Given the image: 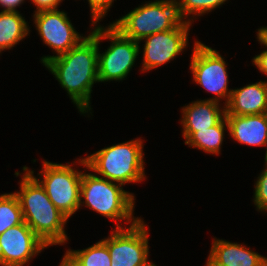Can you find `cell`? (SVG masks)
Returning <instances> with one entry per match:
<instances>
[{
	"mask_svg": "<svg viewBox=\"0 0 267 266\" xmlns=\"http://www.w3.org/2000/svg\"><path fill=\"white\" fill-rule=\"evenodd\" d=\"M254 185L253 202L256 210L259 212H267V160H265V168L260 172Z\"/></svg>",
	"mask_w": 267,
	"mask_h": 266,
	"instance_id": "22",
	"label": "cell"
},
{
	"mask_svg": "<svg viewBox=\"0 0 267 266\" xmlns=\"http://www.w3.org/2000/svg\"><path fill=\"white\" fill-rule=\"evenodd\" d=\"M178 3V14L183 21L194 22V16H202L222 6L228 0H176ZM192 18H188L191 17Z\"/></svg>",
	"mask_w": 267,
	"mask_h": 266,
	"instance_id": "21",
	"label": "cell"
},
{
	"mask_svg": "<svg viewBox=\"0 0 267 266\" xmlns=\"http://www.w3.org/2000/svg\"><path fill=\"white\" fill-rule=\"evenodd\" d=\"M193 46L189 69L194 82L215 95V97L204 100L220 103L221 99H225L223 103L226 106L233 89L228 88L229 75L225 59L217 50L200 41H195Z\"/></svg>",
	"mask_w": 267,
	"mask_h": 266,
	"instance_id": "9",
	"label": "cell"
},
{
	"mask_svg": "<svg viewBox=\"0 0 267 266\" xmlns=\"http://www.w3.org/2000/svg\"><path fill=\"white\" fill-rule=\"evenodd\" d=\"M91 11V23L95 25L106 16L114 0H87Z\"/></svg>",
	"mask_w": 267,
	"mask_h": 266,
	"instance_id": "23",
	"label": "cell"
},
{
	"mask_svg": "<svg viewBox=\"0 0 267 266\" xmlns=\"http://www.w3.org/2000/svg\"><path fill=\"white\" fill-rule=\"evenodd\" d=\"M25 0H0L1 11L19 12L16 8L19 7Z\"/></svg>",
	"mask_w": 267,
	"mask_h": 266,
	"instance_id": "26",
	"label": "cell"
},
{
	"mask_svg": "<svg viewBox=\"0 0 267 266\" xmlns=\"http://www.w3.org/2000/svg\"><path fill=\"white\" fill-rule=\"evenodd\" d=\"M33 4L36 6V11H43V10H55L58 9L60 3L63 0H31Z\"/></svg>",
	"mask_w": 267,
	"mask_h": 266,
	"instance_id": "24",
	"label": "cell"
},
{
	"mask_svg": "<svg viewBox=\"0 0 267 266\" xmlns=\"http://www.w3.org/2000/svg\"><path fill=\"white\" fill-rule=\"evenodd\" d=\"M229 135L248 146H265L267 151V113L255 115H225Z\"/></svg>",
	"mask_w": 267,
	"mask_h": 266,
	"instance_id": "16",
	"label": "cell"
},
{
	"mask_svg": "<svg viewBox=\"0 0 267 266\" xmlns=\"http://www.w3.org/2000/svg\"><path fill=\"white\" fill-rule=\"evenodd\" d=\"M47 247L23 221L0 235V265L24 266Z\"/></svg>",
	"mask_w": 267,
	"mask_h": 266,
	"instance_id": "12",
	"label": "cell"
},
{
	"mask_svg": "<svg viewBox=\"0 0 267 266\" xmlns=\"http://www.w3.org/2000/svg\"><path fill=\"white\" fill-rule=\"evenodd\" d=\"M28 23L20 12H0V53L12 49L30 34Z\"/></svg>",
	"mask_w": 267,
	"mask_h": 266,
	"instance_id": "17",
	"label": "cell"
},
{
	"mask_svg": "<svg viewBox=\"0 0 267 266\" xmlns=\"http://www.w3.org/2000/svg\"><path fill=\"white\" fill-rule=\"evenodd\" d=\"M23 215L17 195L4 193L0 195V235L8 228L21 224Z\"/></svg>",
	"mask_w": 267,
	"mask_h": 266,
	"instance_id": "20",
	"label": "cell"
},
{
	"mask_svg": "<svg viewBox=\"0 0 267 266\" xmlns=\"http://www.w3.org/2000/svg\"><path fill=\"white\" fill-rule=\"evenodd\" d=\"M262 266H267V259L263 262Z\"/></svg>",
	"mask_w": 267,
	"mask_h": 266,
	"instance_id": "29",
	"label": "cell"
},
{
	"mask_svg": "<svg viewBox=\"0 0 267 266\" xmlns=\"http://www.w3.org/2000/svg\"><path fill=\"white\" fill-rule=\"evenodd\" d=\"M266 259L243 244L213 238L205 266H262Z\"/></svg>",
	"mask_w": 267,
	"mask_h": 266,
	"instance_id": "13",
	"label": "cell"
},
{
	"mask_svg": "<svg viewBox=\"0 0 267 266\" xmlns=\"http://www.w3.org/2000/svg\"><path fill=\"white\" fill-rule=\"evenodd\" d=\"M92 30L100 40H109L110 46L103 52H98L99 82L124 80L139 56L141 43L123 36L111 24L107 27L92 25Z\"/></svg>",
	"mask_w": 267,
	"mask_h": 266,
	"instance_id": "6",
	"label": "cell"
},
{
	"mask_svg": "<svg viewBox=\"0 0 267 266\" xmlns=\"http://www.w3.org/2000/svg\"><path fill=\"white\" fill-rule=\"evenodd\" d=\"M192 23L182 21L176 28L145 37L141 71H149L174 60L188 47Z\"/></svg>",
	"mask_w": 267,
	"mask_h": 266,
	"instance_id": "10",
	"label": "cell"
},
{
	"mask_svg": "<svg viewBox=\"0 0 267 266\" xmlns=\"http://www.w3.org/2000/svg\"><path fill=\"white\" fill-rule=\"evenodd\" d=\"M23 174L20 190L14 193L19 199L24 222L47 246L67 244L65 225L69 218L50 201L34 170L24 166Z\"/></svg>",
	"mask_w": 267,
	"mask_h": 266,
	"instance_id": "2",
	"label": "cell"
},
{
	"mask_svg": "<svg viewBox=\"0 0 267 266\" xmlns=\"http://www.w3.org/2000/svg\"><path fill=\"white\" fill-rule=\"evenodd\" d=\"M34 13L35 28L43 43L54 50L55 56L69 51L86 38L74 29L67 13L60 9Z\"/></svg>",
	"mask_w": 267,
	"mask_h": 266,
	"instance_id": "11",
	"label": "cell"
},
{
	"mask_svg": "<svg viewBox=\"0 0 267 266\" xmlns=\"http://www.w3.org/2000/svg\"><path fill=\"white\" fill-rule=\"evenodd\" d=\"M212 100H197L182 108V136L185 141L196 131L217 125L226 114L225 106Z\"/></svg>",
	"mask_w": 267,
	"mask_h": 266,
	"instance_id": "14",
	"label": "cell"
},
{
	"mask_svg": "<svg viewBox=\"0 0 267 266\" xmlns=\"http://www.w3.org/2000/svg\"><path fill=\"white\" fill-rule=\"evenodd\" d=\"M143 141L140 138L115 144L78 159L83 167L122 185L146 179Z\"/></svg>",
	"mask_w": 267,
	"mask_h": 266,
	"instance_id": "3",
	"label": "cell"
},
{
	"mask_svg": "<svg viewBox=\"0 0 267 266\" xmlns=\"http://www.w3.org/2000/svg\"><path fill=\"white\" fill-rule=\"evenodd\" d=\"M148 230L141 216L127 228L117 222L110 237L102 239L108 247L111 266H154L155 263L148 261Z\"/></svg>",
	"mask_w": 267,
	"mask_h": 266,
	"instance_id": "8",
	"label": "cell"
},
{
	"mask_svg": "<svg viewBox=\"0 0 267 266\" xmlns=\"http://www.w3.org/2000/svg\"><path fill=\"white\" fill-rule=\"evenodd\" d=\"M102 40L92 31L77 46L58 56L41 57L81 114L91 113L92 87L99 82L98 52Z\"/></svg>",
	"mask_w": 267,
	"mask_h": 266,
	"instance_id": "1",
	"label": "cell"
},
{
	"mask_svg": "<svg viewBox=\"0 0 267 266\" xmlns=\"http://www.w3.org/2000/svg\"><path fill=\"white\" fill-rule=\"evenodd\" d=\"M65 255L76 266H111L108 247L102 240L83 250L68 249Z\"/></svg>",
	"mask_w": 267,
	"mask_h": 266,
	"instance_id": "19",
	"label": "cell"
},
{
	"mask_svg": "<svg viewBox=\"0 0 267 266\" xmlns=\"http://www.w3.org/2000/svg\"><path fill=\"white\" fill-rule=\"evenodd\" d=\"M264 46L267 47V45ZM252 61L253 65H255L260 72L267 75V49L259 55L254 56Z\"/></svg>",
	"mask_w": 267,
	"mask_h": 266,
	"instance_id": "25",
	"label": "cell"
},
{
	"mask_svg": "<svg viewBox=\"0 0 267 266\" xmlns=\"http://www.w3.org/2000/svg\"><path fill=\"white\" fill-rule=\"evenodd\" d=\"M225 115H255L267 113V81L233 89L225 106Z\"/></svg>",
	"mask_w": 267,
	"mask_h": 266,
	"instance_id": "15",
	"label": "cell"
},
{
	"mask_svg": "<svg viewBox=\"0 0 267 266\" xmlns=\"http://www.w3.org/2000/svg\"><path fill=\"white\" fill-rule=\"evenodd\" d=\"M122 186L95 173L82 172L80 207L85 205L114 222L135 224L140 219L133 215L135 196Z\"/></svg>",
	"mask_w": 267,
	"mask_h": 266,
	"instance_id": "4",
	"label": "cell"
},
{
	"mask_svg": "<svg viewBox=\"0 0 267 266\" xmlns=\"http://www.w3.org/2000/svg\"><path fill=\"white\" fill-rule=\"evenodd\" d=\"M182 21L176 0H156L145 2L110 24L140 43L147 36L176 28Z\"/></svg>",
	"mask_w": 267,
	"mask_h": 266,
	"instance_id": "5",
	"label": "cell"
},
{
	"mask_svg": "<svg viewBox=\"0 0 267 266\" xmlns=\"http://www.w3.org/2000/svg\"><path fill=\"white\" fill-rule=\"evenodd\" d=\"M257 33V41L260 44L267 45V27H260L258 28Z\"/></svg>",
	"mask_w": 267,
	"mask_h": 266,
	"instance_id": "27",
	"label": "cell"
},
{
	"mask_svg": "<svg viewBox=\"0 0 267 266\" xmlns=\"http://www.w3.org/2000/svg\"><path fill=\"white\" fill-rule=\"evenodd\" d=\"M36 179L44 187L50 201L70 218L80 208L82 172L72 164L44 161ZM42 179V180H41Z\"/></svg>",
	"mask_w": 267,
	"mask_h": 266,
	"instance_id": "7",
	"label": "cell"
},
{
	"mask_svg": "<svg viewBox=\"0 0 267 266\" xmlns=\"http://www.w3.org/2000/svg\"><path fill=\"white\" fill-rule=\"evenodd\" d=\"M59 266H76L65 254Z\"/></svg>",
	"mask_w": 267,
	"mask_h": 266,
	"instance_id": "28",
	"label": "cell"
},
{
	"mask_svg": "<svg viewBox=\"0 0 267 266\" xmlns=\"http://www.w3.org/2000/svg\"><path fill=\"white\" fill-rule=\"evenodd\" d=\"M226 128L229 130L227 119L224 117L217 125L194 132L184 143L207 154L218 155L225 138Z\"/></svg>",
	"mask_w": 267,
	"mask_h": 266,
	"instance_id": "18",
	"label": "cell"
}]
</instances>
